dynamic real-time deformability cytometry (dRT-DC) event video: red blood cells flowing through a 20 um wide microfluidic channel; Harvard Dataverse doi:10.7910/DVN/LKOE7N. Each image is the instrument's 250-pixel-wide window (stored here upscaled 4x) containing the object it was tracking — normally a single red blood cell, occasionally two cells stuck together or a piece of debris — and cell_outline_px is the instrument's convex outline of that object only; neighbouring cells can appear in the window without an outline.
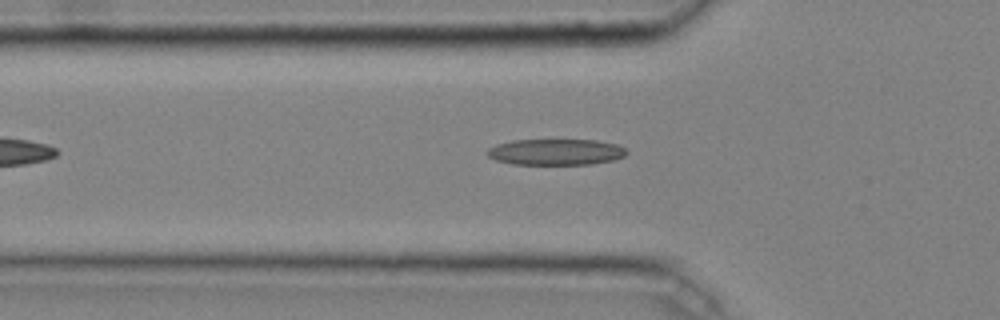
{"species": "common noctule bat (a hibernating species)", "species_latin": "Nyctalus noctula", "temperature_condition": "cold", "stored_images_in_passage": 37, "camera_frame_rate_fps": 3000, "um_per_image_px": 0.085, "animal": {"sex": "male", "body_mass_g": 20.4}, "frame": {"image": 1, "passage_image": 9, "time_ms": 2.667, "image_size_px": [1000, 320], "cell_outline_px": [[628, 152], [624, 156], [612, 160], [592, 164], [512, 164], [496, 160], [488, 156], [488, 148], [496, 144], [512, 140], [596, 140], [616, 144], [624, 148]], "centroid_in_image_um": [47.23, 12.91], "position_along_channel_um": 78.6, "area_um2": 21.1}}
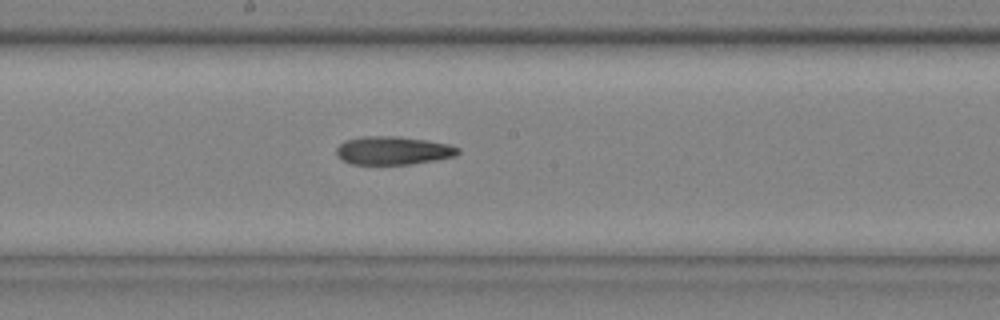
{"frame": {"image": 2, "passage_image": 19, "time_ms": 6.0, "image_size_px": [1000, 320], "cell_outline_px": [[460, 152], [456, 156], [436, 160], [412, 164], [352, 164], [336, 156], [336, 148], [344, 140], [364, 136], [400, 136], [428, 140], [448, 144], [460, 148]], "centroid_in_image_um": [33.43, 12.79], "position_along_channel_um": 214.8, "area_um2": 20.23}}
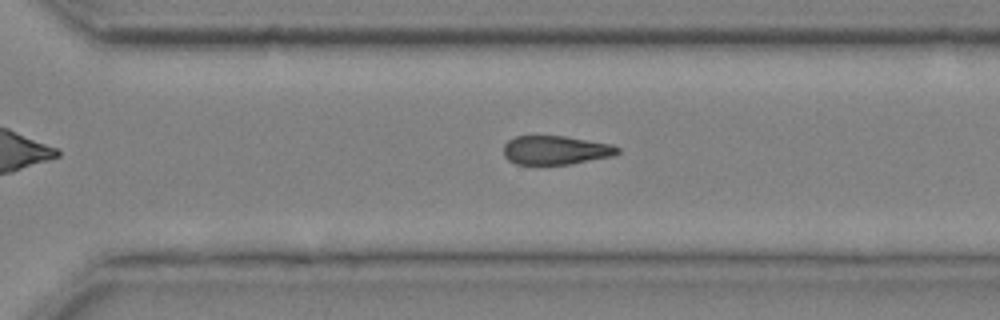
{"frame": {"image": 3, "passage_image": 27, "time_ms": 8.667, "image_size_px": [1000, 320], "cell_outline_px": [[620, 152], [612, 156], [572, 164], [516, 164], [508, 160], [504, 156], [504, 144], [508, 140], [516, 136], [564, 136], [612, 144], [620, 148]], "centroid_in_image_um": [47.23, 12.76], "position_along_channel_um": 323.4, "area_um2": 19.19}, "authors_computed_cell_mechanics": {"area_um2": 20.2878, "velocity_mm_per_s": 4.0809, "shape_relaxation_time_tau1_ms": 5.7776, "shape_relaxation_time_tau2_ms": null, "deformation_change_tau1": 0.1501, "deformation_change_tau2": null}}